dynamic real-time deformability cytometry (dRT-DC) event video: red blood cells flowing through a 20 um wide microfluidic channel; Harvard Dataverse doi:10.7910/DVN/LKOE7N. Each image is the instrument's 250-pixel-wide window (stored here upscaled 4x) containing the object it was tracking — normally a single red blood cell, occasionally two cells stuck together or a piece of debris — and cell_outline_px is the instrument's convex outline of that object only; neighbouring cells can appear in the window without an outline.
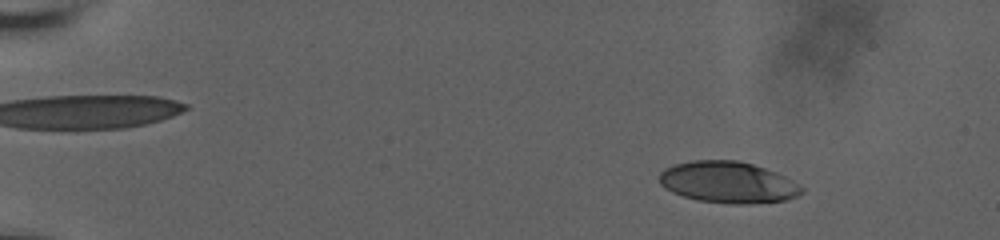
{"species": "human", "species_latin": "Homo sapiens", "temperature_condition": "room temperature", "stored_images_in_passage": 59, "camera_frame_rate_fps": 3000, "um_per_image_px": 0.085, "donor": {"sex": "male"}, "frame": {"image": 1, "passage_image": 9, "time_ms": 2.667, "image_size_px": [1000, 240], "cell_outline_px": [[804, 192], [788, 200], [748, 204], [732, 204], [696, 200], [672, 192], [664, 188], [660, 184], [660, 172], [664, 168], [676, 164], [692, 160], [736, 160], [752, 164], [776, 172], [792, 180], [804, 188]], "centroid_in_image_um": [61.88, 15.5], "position_along_channel_um": 23.1, "area_um2": 34.45}}
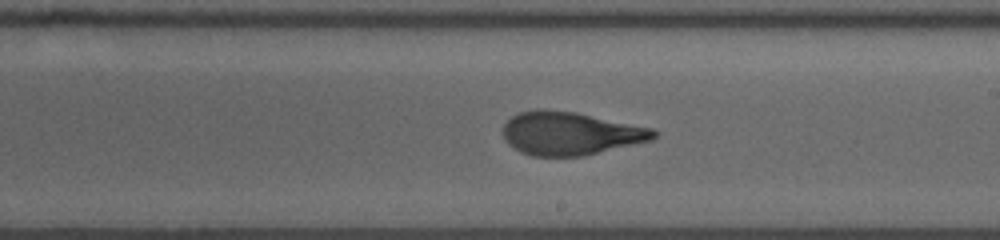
{"frame": {"image": 2, "passage_image": 37, "time_ms": 12.0, "image_size_px": [1000, 240], "cell_outline_px": [[660, 132], [652, 140], [584, 156], [532, 156], [520, 152], [508, 144], [504, 140], [504, 124], [512, 116], [520, 112], [536, 108], [544, 108], [576, 112], [652, 128]], "centroid_in_image_um": [48.47, 11.33], "position_along_channel_um": 240.5, "area_um2": 38.15}}
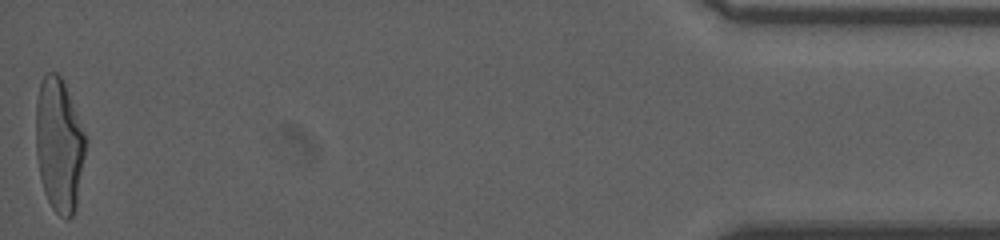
{"frame": {"image": 3, "passage_image": 59, "time_ms": 19.333, "image_size_px": [1000, 240], "cell_outline_px": [[88, 140], [76, 204], [72, 216], [68, 220], [64, 220], [52, 208], [44, 192], [40, 176], [36, 156], [36, 100], [40, 84], [44, 76], [48, 72], [56, 72], [60, 76], [64, 84]], "centroid_in_image_um": [5.03, 12.35], "position_along_channel_um": 430.2, "area_um2": 38.73}, "authors_computed_cell_mechanics": {"area_um2": 37.2232, "velocity_mm_per_s": 3.7184, "shape_relaxation_time_tau1_ms": 4.867, "shape_relaxation_time_tau2_ms": 1.0201, "deformation_change_tau1": 0.2075, "deformation_change_tau2": 0.086}}